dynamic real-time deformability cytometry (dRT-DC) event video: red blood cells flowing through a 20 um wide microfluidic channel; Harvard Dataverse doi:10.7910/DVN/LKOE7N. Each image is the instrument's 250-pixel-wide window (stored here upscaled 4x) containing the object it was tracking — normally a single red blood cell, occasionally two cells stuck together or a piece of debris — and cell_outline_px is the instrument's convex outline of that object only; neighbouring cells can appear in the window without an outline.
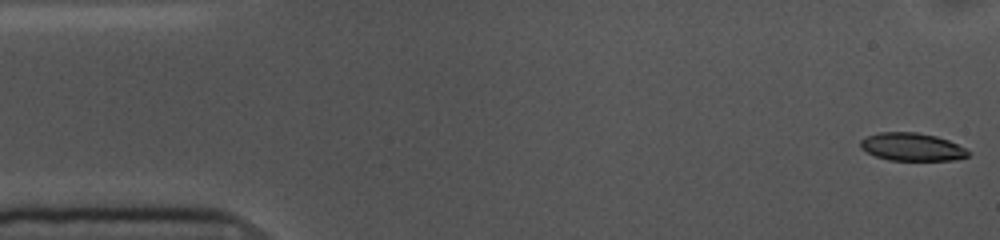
{"species": "common noctule bat (a hibernating species)", "species_latin": "Nyctalus noctula", "temperature_condition": "cold", "stored_images_in_passage": 54, "camera_frame_rate_fps": 3000, "um_per_image_px": 0.085, "animal": {"sex": "female", "body_mass_g": 10.0, "forearm_length_mm": 53.1}, "frame": {"image": 1, "passage_image": 1, "time_ms": 0.0, "image_size_px": [1000, 240], "cell_outline_px": [[972, 152], [968, 156], [952, 160], [888, 160], [876, 156], [860, 148], [860, 140], [868, 136], [880, 132], [916, 132], [936, 136], [948, 140]], "centroid_in_image_um": [77.51, 12.48], "position_along_channel_um": 7.5, "area_um2": 17.4}}
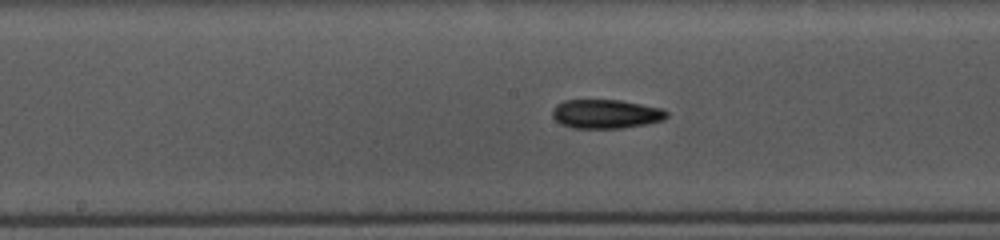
{"frame": {"image": 2, "passage_image": 26, "time_ms": 8.333, "image_size_px": [1000, 240], "cell_outline_px": [[668, 116], [664, 120], [648, 124], [624, 128], [572, 128], [560, 124], [552, 116], [552, 108], [556, 104], [564, 100], [620, 100], [660, 108], [668, 112]], "centroid_in_image_um": [51.48, 9.69], "position_along_channel_um": 196.7, "area_um2": 19.48}}
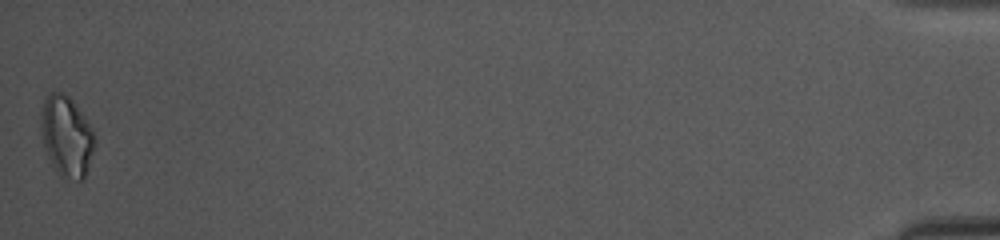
{"frame": {"image": 3, "passage_image": 54, "time_ms": 17.667, "image_size_px": [1000, 240], "cell_outline_px": [[96, 144], [84, 180], [64, 180], [60, 176], [48, 156], [44, 148], [40, 124], [40, 112], [44, 100], [52, 92], [60, 92], [68, 96], [72, 100], [84, 116], [92, 128], [96, 140]], "centroid_in_image_um": [5.67, 11.61], "position_along_channel_um": 429.5, "area_um2": 25.43}, "authors_computed_cell_mechanics": {"area_um2": 18.7561, "velocity_mm_per_s": 3.5948, "shape_relaxation_time_tau1_ms": 5.4242, "shape_relaxation_time_tau2_ms": null, "deformation_change_tau1": 0.1363, "deformation_change_tau2": null}}